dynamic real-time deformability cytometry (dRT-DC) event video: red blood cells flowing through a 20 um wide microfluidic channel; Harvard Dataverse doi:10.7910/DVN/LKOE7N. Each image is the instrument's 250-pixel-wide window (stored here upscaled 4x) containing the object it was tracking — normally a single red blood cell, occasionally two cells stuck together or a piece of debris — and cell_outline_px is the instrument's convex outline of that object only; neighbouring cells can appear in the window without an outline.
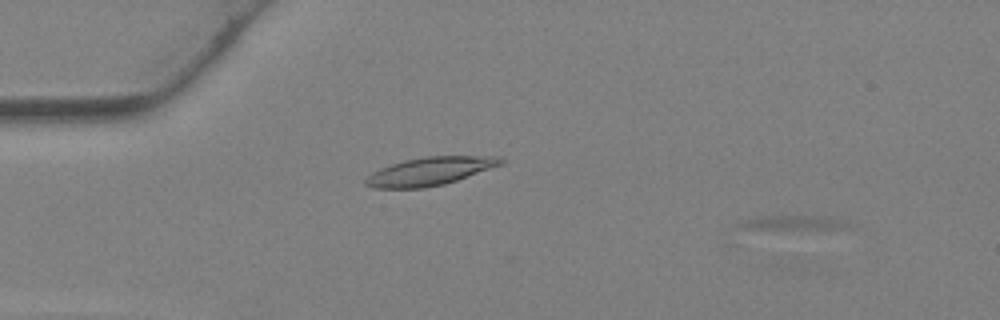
{"species": "Egyptian fruit bat (a non-hibernating species)", "species_latin": "Rousettus aegyptiacus", "temperature_condition": "warm", "stored_images_in_passage": 41, "camera_frame_rate_fps": 3000, "um_per_image_px": 0.085, "animal": {"sex": "female"}, "frame": {"image": 1, "passage_image": 5, "time_ms": 1.333, "image_size_px": [1000, 320], "cell_outline_px": [[856, 224], [852, 228], [744, 232], [736, 228], [736, 224], [744, 220], [756, 216], [824, 216]], "centroid_in_image_um": [67.24, 19.01], "position_along_channel_um": 17.8, "area_um2": 10.58}}
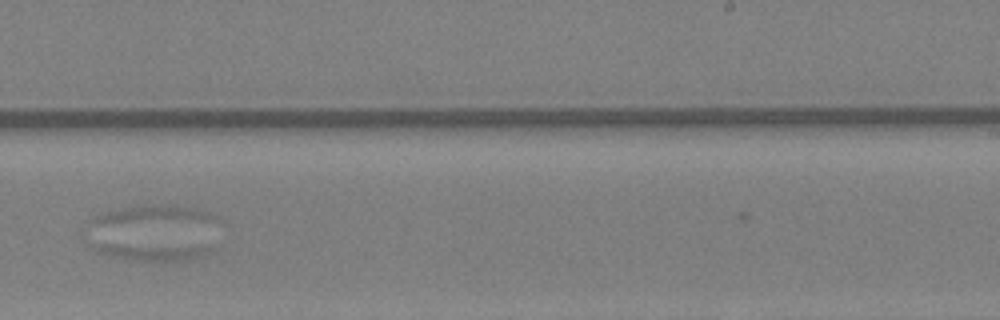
{"frame": {"image": 2, "passage_image": 32, "time_ms": 10.333, "image_size_px": [1000, 320], "cell_outline_px": [[212, 252], [188, 260], [136, 260], [92, 252], [84, 244], [84, 240], [96, 240], [212, 248]], "centroid_in_image_um": [12.38, 21.3], "position_along_channel_um": 276.6, "area_um2": 12.48}}
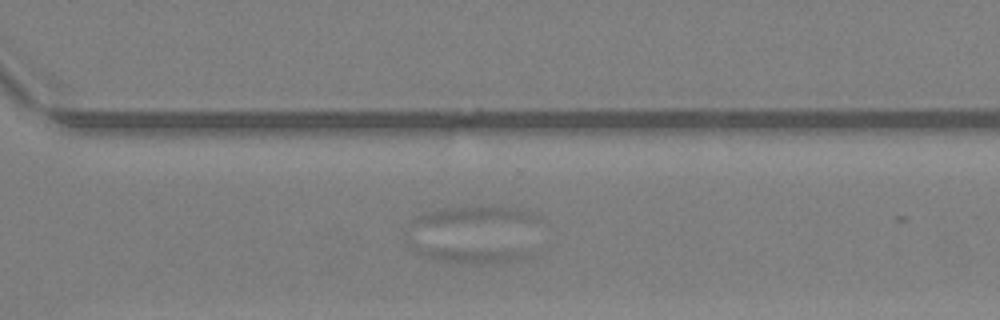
{"frame": {"image": 3, "passage_image": 36, "time_ms": 11.667, "image_size_px": [1000, 320], "cell_outline_px": [[532, 256], [524, 260], [496, 264], [464, 264], [436, 260], [420, 252], [412, 244], [528, 252]], "centroid_in_image_um": [40.06, 21.67], "position_along_channel_um": 330.5, "area_um2": 10.69}}